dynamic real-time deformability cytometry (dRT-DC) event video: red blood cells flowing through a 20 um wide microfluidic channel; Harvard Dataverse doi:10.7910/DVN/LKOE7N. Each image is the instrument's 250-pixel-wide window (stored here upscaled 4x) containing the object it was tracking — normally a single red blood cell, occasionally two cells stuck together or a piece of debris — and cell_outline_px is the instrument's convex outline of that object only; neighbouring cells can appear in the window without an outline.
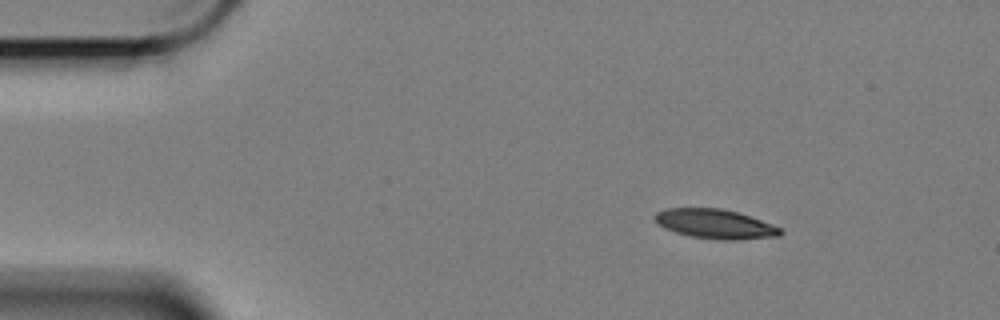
{"species": "Egyptian fruit bat (a non-hibernating species)", "species_latin": "Rousettus aegyptiacus", "temperature_condition": "cold", "stored_images_in_passage": 10, "camera_frame_rate_fps": 3000, "um_per_image_px": 0.085, "animal": {"sex": "female"}, "frame": {"image": 1, "passage_image": 1, "time_ms": 0.0, "image_size_px": [1000, 320], "cell_outline_px": [[784, 232], [780, 236], [736, 240], [716, 240], [688, 236], [664, 228], [656, 224], [652, 216], [656, 212], [668, 208], [720, 208], [740, 212], [772, 224], [780, 228]], "centroid_in_image_um": [60.77, 19.04], "position_along_channel_um": 24.2, "area_um2": 21.91}}